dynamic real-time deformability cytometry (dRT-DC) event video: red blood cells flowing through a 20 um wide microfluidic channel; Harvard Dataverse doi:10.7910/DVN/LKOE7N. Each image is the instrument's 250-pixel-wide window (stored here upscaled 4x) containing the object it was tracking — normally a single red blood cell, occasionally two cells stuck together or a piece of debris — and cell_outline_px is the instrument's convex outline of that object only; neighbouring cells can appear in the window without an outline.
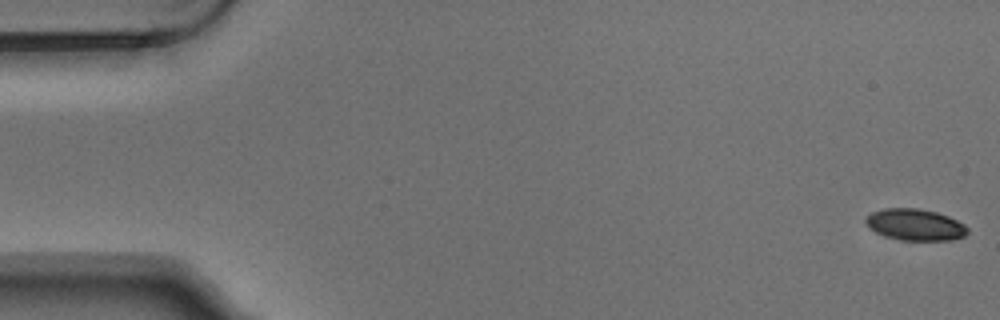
{"species": "Egyptian fruit bat (a non-hibernating species)", "species_latin": "Rousettus aegyptiacus", "temperature_condition": "warm", "stored_images_in_passage": 5, "camera_frame_rate_fps": 3000, "um_per_image_px": 0.085, "animal": {"sex": "male"}, "frame": {"image": 1, "passage_image": 1, "time_ms": 0.0, "image_size_px": [1000, 320], "cell_outline_px": [[968, 232], [964, 236], [952, 240], [900, 240], [884, 236], [868, 228], [864, 220], [864, 216], [872, 212], [884, 208], [920, 208], [936, 212], [948, 216], [964, 224], [968, 228]], "centroid_in_image_um": [77.75, 19.09], "position_along_channel_um": 7.3, "area_um2": 18.9}}
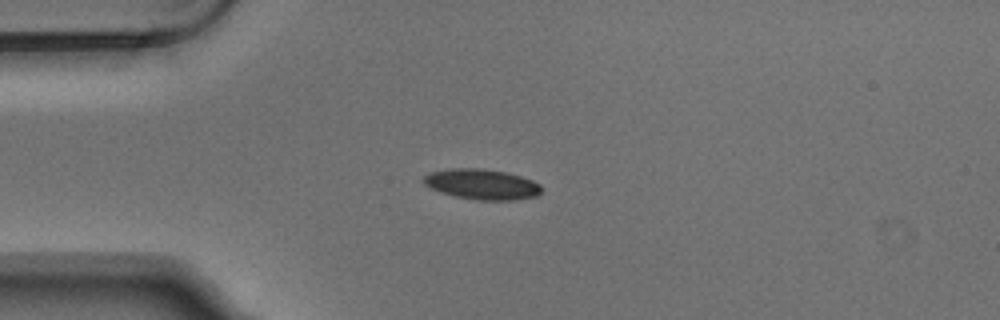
{"frame": {"image": 2, "passage_image": 4, "time_ms": 1.0, "image_size_px": [1000, 320], "cell_outline_px": [[544, 188], [536, 196], [512, 200], [476, 200], [456, 196], [440, 192], [424, 184], [420, 180], [424, 176], [432, 172], [452, 168], [480, 168], [504, 172], [520, 176], [532, 180], [540, 184]], "centroid_in_image_um": [40.96, 15.66], "position_along_channel_um": 44.0, "area_um2": 20.81}}
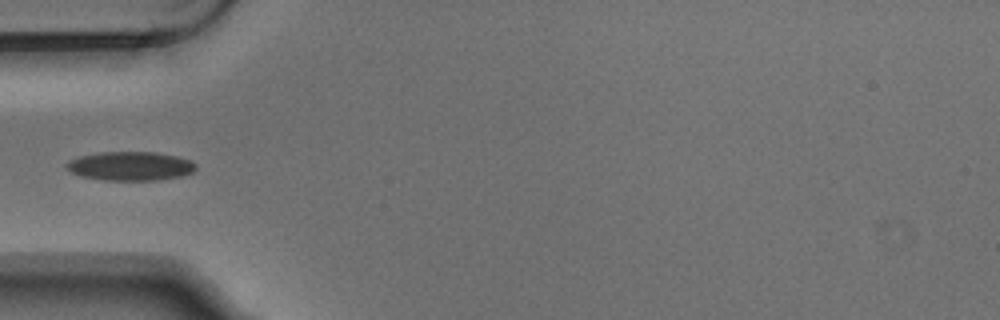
{"frame": {"image": 3, "passage_image": 5, "time_ms": 1.333, "image_size_px": [1000, 320], "cell_outline_px": [[196, 168], [192, 172], [180, 176], [156, 180], [104, 180], [80, 176], [72, 172], [64, 164], [68, 160], [80, 156], [100, 152], [156, 152], [176, 156], [188, 160], [196, 164]], "centroid_in_image_um": [11.05, 14.11], "position_along_channel_um": 74.0, "area_um2": 21.68}}